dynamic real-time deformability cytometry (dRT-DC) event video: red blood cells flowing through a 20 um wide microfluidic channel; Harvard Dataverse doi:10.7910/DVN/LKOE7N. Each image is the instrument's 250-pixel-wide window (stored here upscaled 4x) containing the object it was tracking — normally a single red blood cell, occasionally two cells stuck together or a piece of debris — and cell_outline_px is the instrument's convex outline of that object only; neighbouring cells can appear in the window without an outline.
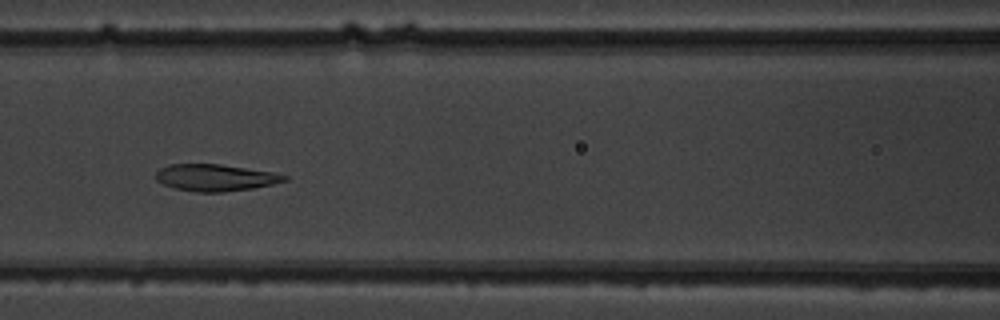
{"species": "common noctule bat (a hibernating species)", "species_latin": "Nyctalus noctula", "temperature_condition": "warm", "stored_images_in_passage": 4, "camera_frame_rate_fps": 3000, "um_per_image_px": 0.085, "animal": {"sex": "male", "body_mass_g": 19.5, "forearm_length_mm": 54.6}, "frame": {"image": 1, "passage_image": 4, "time_ms": 3.333, "image_size_px": [1000, 320], "cell_outline_px": [[288, 180], [272, 184], [252, 188], [224, 192], [196, 192], [176, 188], [164, 184], [156, 180], [156, 172], [160, 168], [168, 164], [220, 164], [272, 172], [288, 176]], "centroid_in_image_um": [18.29, 15.09], "position_along_channel_um": 148.3, "area_um2": 19.94}}